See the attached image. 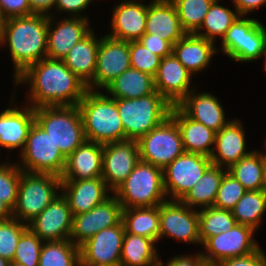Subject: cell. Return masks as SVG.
<instances>
[{
    "mask_svg": "<svg viewBox=\"0 0 266 266\" xmlns=\"http://www.w3.org/2000/svg\"><path fill=\"white\" fill-rule=\"evenodd\" d=\"M138 41L141 42L152 53L162 58L172 54L173 45L167 40L144 33Z\"/></svg>",
    "mask_w": 266,
    "mask_h": 266,
    "instance_id": "48",
    "label": "cell"
},
{
    "mask_svg": "<svg viewBox=\"0 0 266 266\" xmlns=\"http://www.w3.org/2000/svg\"><path fill=\"white\" fill-rule=\"evenodd\" d=\"M170 116L180 130L185 152L210 157L214 149L216 132L188 117L177 105L172 107Z\"/></svg>",
    "mask_w": 266,
    "mask_h": 266,
    "instance_id": "28",
    "label": "cell"
},
{
    "mask_svg": "<svg viewBox=\"0 0 266 266\" xmlns=\"http://www.w3.org/2000/svg\"><path fill=\"white\" fill-rule=\"evenodd\" d=\"M218 2L219 0H214L210 5L202 25L195 33L212 42L215 41L216 36H220L222 40L230 26L240 17L236 10L233 12L222 5H218ZM203 29L205 32L201 33Z\"/></svg>",
    "mask_w": 266,
    "mask_h": 266,
    "instance_id": "37",
    "label": "cell"
},
{
    "mask_svg": "<svg viewBox=\"0 0 266 266\" xmlns=\"http://www.w3.org/2000/svg\"><path fill=\"white\" fill-rule=\"evenodd\" d=\"M140 160L165 168L185 150L180 130L169 116L138 140Z\"/></svg>",
    "mask_w": 266,
    "mask_h": 266,
    "instance_id": "10",
    "label": "cell"
},
{
    "mask_svg": "<svg viewBox=\"0 0 266 266\" xmlns=\"http://www.w3.org/2000/svg\"><path fill=\"white\" fill-rule=\"evenodd\" d=\"M140 161L137 140L103 144L102 179L112 193L127 179Z\"/></svg>",
    "mask_w": 266,
    "mask_h": 266,
    "instance_id": "15",
    "label": "cell"
},
{
    "mask_svg": "<svg viewBox=\"0 0 266 266\" xmlns=\"http://www.w3.org/2000/svg\"><path fill=\"white\" fill-rule=\"evenodd\" d=\"M27 228V223L11 215H5L0 219V257L13 261L19 239Z\"/></svg>",
    "mask_w": 266,
    "mask_h": 266,
    "instance_id": "42",
    "label": "cell"
},
{
    "mask_svg": "<svg viewBox=\"0 0 266 266\" xmlns=\"http://www.w3.org/2000/svg\"><path fill=\"white\" fill-rule=\"evenodd\" d=\"M91 1L93 0H57L55 7L57 11H66L72 17H82L79 14L88 7Z\"/></svg>",
    "mask_w": 266,
    "mask_h": 266,
    "instance_id": "49",
    "label": "cell"
},
{
    "mask_svg": "<svg viewBox=\"0 0 266 266\" xmlns=\"http://www.w3.org/2000/svg\"><path fill=\"white\" fill-rule=\"evenodd\" d=\"M255 229L237 224L230 230L207 238L201 245L205 263L213 264L235 257H242L257 251L260 247L253 239Z\"/></svg>",
    "mask_w": 266,
    "mask_h": 266,
    "instance_id": "12",
    "label": "cell"
},
{
    "mask_svg": "<svg viewBox=\"0 0 266 266\" xmlns=\"http://www.w3.org/2000/svg\"><path fill=\"white\" fill-rule=\"evenodd\" d=\"M244 132L242 122L233 119L216 133L214 144L216 147L210 156L213 165L227 170L252 152H246L247 144Z\"/></svg>",
    "mask_w": 266,
    "mask_h": 266,
    "instance_id": "23",
    "label": "cell"
},
{
    "mask_svg": "<svg viewBox=\"0 0 266 266\" xmlns=\"http://www.w3.org/2000/svg\"><path fill=\"white\" fill-rule=\"evenodd\" d=\"M194 91H190L177 106L188 117L217 133L229 122L225 118L222 104L217 97L208 92L196 95V91Z\"/></svg>",
    "mask_w": 266,
    "mask_h": 266,
    "instance_id": "27",
    "label": "cell"
},
{
    "mask_svg": "<svg viewBox=\"0 0 266 266\" xmlns=\"http://www.w3.org/2000/svg\"><path fill=\"white\" fill-rule=\"evenodd\" d=\"M17 164L23 172L53 174L61 177L66 157L55 145L50 135L36 122L33 123Z\"/></svg>",
    "mask_w": 266,
    "mask_h": 266,
    "instance_id": "8",
    "label": "cell"
},
{
    "mask_svg": "<svg viewBox=\"0 0 266 266\" xmlns=\"http://www.w3.org/2000/svg\"><path fill=\"white\" fill-rule=\"evenodd\" d=\"M145 34L167 40L172 45L187 34L170 0H152L148 4Z\"/></svg>",
    "mask_w": 266,
    "mask_h": 266,
    "instance_id": "24",
    "label": "cell"
},
{
    "mask_svg": "<svg viewBox=\"0 0 266 266\" xmlns=\"http://www.w3.org/2000/svg\"><path fill=\"white\" fill-rule=\"evenodd\" d=\"M5 214L0 210V219L3 218Z\"/></svg>",
    "mask_w": 266,
    "mask_h": 266,
    "instance_id": "57",
    "label": "cell"
},
{
    "mask_svg": "<svg viewBox=\"0 0 266 266\" xmlns=\"http://www.w3.org/2000/svg\"><path fill=\"white\" fill-rule=\"evenodd\" d=\"M35 122L42 127L67 158L86 141L80 109L74 106H42L34 109Z\"/></svg>",
    "mask_w": 266,
    "mask_h": 266,
    "instance_id": "5",
    "label": "cell"
},
{
    "mask_svg": "<svg viewBox=\"0 0 266 266\" xmlns=\"http://www.w3.org/2000/svg\"><path fill=\"white\" fill-rule=\"evenodd\" d=\"M38 266H80V247L70 239L44 241Z\"/></svg>",
    "mask_w": 266,
    "mask_h": 266,
    "instance_id": "36",
    "label": "cell"
},
{
    "mask_svg": "<svg viewBox=\"0 0 266 266\" xmlns=\"http://www.w3.org/2000/svg\"><path fill=\"white\" fill-rule=\"evenodd\" d=\"M0 11L5 20L33 15L28 0H0Z\"/></svg>",
    "mask_w": 266,
    "mask_h": 266,
    "instance_id": "46",
    "label": "cell"
},
{
    "mask_svg": "<svg viewBox=\"0 0 266 266\" xmlns=\"http://www.w3.org/2000/svg\"><path fill=\"white\" fill-rule=\"evenodd\" d=\"M124 234L121 220L92 236L80 246V266H120Z\"/></svg>",
    "mask_w": 266,
    "mask_h": 266,
    "instance_id": "16",
    "label": "cell"
},
{
    "mask_svg": "<svg viewBox=\"0 0 266 266\" xmlns=\"http://www.w3.org/2000/svg\"><path fill=\"white\" fill-rule=\"evenodd\" d=\"M266 163V154L252 151L233 164L227 172L248 190H261Z\"/></svg>",
    "mask_w": 266,
    "mask_h": 266,
    "instance_id": "35",
    "label": "cell"
},
{
    "mask_svg": "<svg viewBox=\"0 0 266 266\" xmlns=\"http://www.w3.org/2000/svg\"><path fill=\"white\" fill-rule=\"evenodd\" d=\"M22 172L16 163L0 164V210L5 215H10L15 207Z\"/></svg>",
    "mask_w": 266,
    "mask_h": 266,
    "instance_id": "40",
    "label": "cell"
},
{
    "mask_svg": "<svg viewBox=\"0 0 266 266\" xmlns=\"http://www.w3.org/2000/svg\"><path fill=\"white\" fill-rule=\"evenodd\" d=\"M72 219L69 204L61 193L28 223V227L42 241L67 240L70 239Z\"/></svg>",
    "mask_w": 266,
    "mask_h": 266,
    "instance_id": "18",
    "label": "cell"
},
{
    "mask_svg": "<svg viewBox=\"0 0 266 266\" xmlns=\"http://www.w3.org/2000/svg\"><path fill=\"white\" fill-rule=\"evenodd\" d=\"M122 220V206L113 195L90 211L73 215L70 232L72 243L80 247L99 231L113 227Z\"/></svg>",
    "mask_w": 266,
    "mask_h": 266,
    "instance_id": "17",
    "label": "cell"
},
{
    "mask_svg": "<svg viewBox=\"0 0 266 266\" xmlns=\"http://www.w3.org/2000/svg\"><path fill=\"white\" fill-rule=\"evenodd\" d=\"M61 181V177L53 174L22 172L17 201L10 215L28 224L59 196L56 191L61 189Z\"/></svg>",
    "mask_w": 266,
    "mask_h": 266,
    "instance_id": "7",
    "label": "cell"
},
{
    "mask_svg": "<svg viewBox=\"0 0 266 266\" xmlns=\"http://www.w3.org/2000/svg\"><path fill=\"white\" fill-rule=\"evenodd\" d=\"M246 191L237 179L226 172L220 182L213 207L232 210Z\"/></svg>",
    "mask_w": 266,
    "mask_h": 266,
    "instance_id": "44",
    "label": "cell"
},
{
    "mask_svg": "<svg viewBox=\"0 0 266 266\" xmlns=\"http://www.w3.org/2000/svg\"><path fill=\"white\" fill-rule=\"evenodd\" d=\"M211 165L208 156L184 152L163 168L166 195L171 200H181Z\"/></svg>",
    "mask_w": 266,
    "mask_h": 266,
    "instance_id": "11",
    "label": "cell"
},
{
    "mask_svg": "<svg viewBox=\"0 0 266 266\" xmlns=\"http://www.w3.org/2000/svg\"><path fill=\"white\" fill-rule=\"evenodd\" d=\"M124 140H139L170 116L172 105L156 90L147 96L116 99Z\"/></svg>",
    "mask_w": 266,
    "mask_h": 266,
    "instance_id": "4",
    "label": "cell"
},
{
    "mask_svg": "<svg viewBox=\"0 0 266 266\" xmlns=\"http://www.w3.org/2000/svg\"><path fill=\"white\" fill-rule=\"evenodd\" d=\"M198 214L201 244L207 238L224 233L238 224L231 210L211 206L198 210Z\"/></svg>",
    "mask_w": 266,
    "mask_h": 266,
    "instance_id": "39",
    "label": "cell"
},
{
    "mask_svg": "<svg viewBox=\"0 0 266 266\" xmlns=\"http://www.w3.org/2000/svg\"><path fill=\"white\" fill-rule=\"evenodd\" d=\"M235 10L240 16H247L249 12L258 9L266 3V0H232Z\"/></svg>",
    "mask_w": 266,
    "mask_h": 266,
    "instance_id": "51",
    "label": "cell"
},
{
    "mask_svg": "<svg viewBox=\"0 0 266 266\" xmlns=\"http://www.w3.org/2000/svg\"><path fill=\"white\" fill-rule=\"evenodd\" d=\"M113 194L122 209L158 206L168 198L164 189L163 169L140 160Z\"/></svg>",
    "mask_w": 266,
    "mask_h": 266,
    "instance_id": "6",
    "label": "cell"
},
{
    "mask_svg": "<svg viewBox=\"0 0 266 266\" xmlns=\"http://www.w3.org/2000/svg\"><path fill=\"white\" fill-rule=\"evenodd\" d=\"M103 144L85 141L66 158L61 180H86L102 176Z\"/></svg>",
    "mask_w": 266,
    "mask_h": 266,
    "instance_id": "25",
    "label": "cell"
},
{
    "mask_svg": "<svg viewBox=\"0 0 266 266\" xmlns=\"http://www.w3.org/2000/svg\"><path fill=\"white\" fill-rule=\"evenodd\" d=\"M61 192L69 204L72 215L90 211L102 204L110 191L102 177L86 180H62Z\"/></svg>",
    "mask_w": 266,
    "mask_h": 266,
    "instance_id": "21",
    "label": "cell"
},
{
    "mask_svg": "<svg viewBox=\"0 0 266 266\" xmlns=\"http://www.w3.org/2000/svg\"><path fill=\"white\" fill-rule=\"evenodd\" d=\"M192 75L172 53L161 59L154 77L155 90L176 106L193 90L190 87Z\"/></svg>",
    "mask_w": 266,
    "mask_h": 266,
    "instance_id": "19",
    "label": "cell"
},
{
    "mask_svg": "<svg viewBox=\"0 0 266 266\" xmlns=\"http://www.w3.org/2000/svg\"><path fill=\"white\" fill-rule=\"evenodd\" d=\"M186 33L195 34L202 25L214 0H170Z\"/></svg>",
    "mask_w": 266,
    "mask_h": 266,
    "instance_id": "41",
    "label": "cell"
},
{
    "mask_svg": "<svg viewBox=\"0 0 266 266\" xmlns=\"http://www.w3.org/2000/svg\"><path fill=\"white\" fill-rule=\"evenodd\" d=\"M223 169L212 164L180 201L192 209L194 206H200L202 209L213 206L220 182L227 172Z\"/></svg>",
    "mask_w": 266,
    "mask_h": 266,
    "instance_id": "34",
    "label": "cell"
},
{
    "mask_svg": "<svg viewBox=\"0 0 266 266\" xmlns=\"http://www.w3.org/2000/svg\"><path fill=\"white\" fill-rule=\"evenodd\" d=\"M130 67L129 42L105 35L100 38L96 70L87 88L93 91H98L100 88L106 89Z\"/></svg>",
    "mask_w": 266,
    "mask_h": 266,
    "instance_id": "14",
    "label": "cell"
},
{
    "mask_svg": "<svg viewBox=\"0 0 266 266\" xmlns=\"http://www.w3.org/2000/svg\"><path fill=\"white\" fill-rule=\"evenodd\" d=\"M215 266H266V255L259 248L249 255L220 261Z\"/></svg>",
    "mask_w": 266,
    "mask_h": 266,
    "instance_id": "47",
    "label": "cell"
},
{
    "mask_svg": "<svg viewBox=\"0 0 266 266\" xmlns=\"http://www.w3.org/2000/svg\"><path fill=\"white\" fill-rule=\"evenodd\" d=\"M231 211L238 224L257 230L266 211V196L261 190H248Z\"/></svg>",
    "mask_w": 266,
    "mask_h": 266,
    "instance_id": "38",
    "label": "cell"
},
{
    "mask_svg": "<svg viewBox=\"0 0 266 266\" xmlns=\"http://www.w3.org/2000/svg\"><path fill=\"white\" fill-rule=\"evenodd\" d=\"M264 64H265V66H264V67H265V70H266V56H265V63H264Z\"/></svg>",
    "mask_w": 266,
    "mask_h": 266,
    "instance_id": "59",
    "label": "cell"
},
{
    "mask_svg": "<svg viewBox=\"0 0 266 266\" xmlns=\"http://www.w3.org/2000/svg\"><path fill=\"white\" fill-rule=\"evenodd\" d=\"M77 106L87 141L105 144L124 140V127L116 99L88 89Z\"/></svg>",
    "mask_w": 266,
    "mask_h": 266,
    "instance_id": "3",
    "label": "cell"
},
{
    "mask_svg": "<svg viewBox=\"0 0 266 266\" xmlns=\"http://www.w3.org/2000/svg\"><path fill=\"white\" fill-rule=\"evenodd\" d=\"M4 22H5V19L2 16L1 11H0V38H1V35H2V32H3Z\"/></svg>",
    "mask_w": 266,
    "mask_h": 266,
    "instance_id": "54",
    "label": "cell"
},
{
    "mask_svg": "<svg viewBox=\"0 0 266 266\" xmlns=\"http://www.w3.org/2000/svg\"><path fill=\"white\" fill-rule=\"evenodd\" d=\"M5 109L0 113V146L24 150L29 131L35 122L34 109L29 105Z\"/></svg>",
    "mask_w": 266,
    "mask_h": 266,
    "instance_id": "26",
    "label": "cell"
},
{
    "mask_svg": "<svg viewBox=\"0 0 266 266\" xmlns=\"http://www.w3.org/2000/svg\"><path fill=\"white\" fill-rule=\"evenodd\" d=\"M261 191L266 196V163H265V169H264V175H263V184H262Z\"/></svg>",
    "mask_w": 266,
    "mask_h": 266,
    "instance_id": "53",
    "label": "cell"
},
{
    "mask_svg": "<svg viewBox=\"0 0 266 266\" xmlns=\"http://www.w3.org/2000/svg\"><path fill=\"white\" fill-rule=\"evenodd\" d=\"M164 263L160 261L159 266H164ZM205 264L204 257L202 256L201 252L195 254V256L191 255H180L175 256L169 259L167 262V266H203Z\"/></svg>",
    "mask_w": 266,
    "mask_h": 266,
    "instance_id": "50",
    "label": "cell"
},
{
    "mask_svg": "<svg viewBox=\"0 0 266 266\" xmlns=\"http://www.w3.org/2000/svg\"><path fill=\"white\" fill-rule=\"evenodd\" d=\"M203 266H215V265L205 263Z\"/></svg>",
    "mask_w": 266,
    "mask_h": 266,
    "instance_id": "58",
    "label": "cell"
},
{
    "mask_svg": "<svg viewBox=\"0 0 266 266\" xmlns=\"http://www.w3.org/2000/svg\"><path fill=\"white\" fill-rule=\"evenodd\" d=\"M125 232L159 241V205L122 209Z\"/></svg>",
    "mask_w": 266,
    "mask_h": 266,
    "instance_id": "32",
    "label": "cell"
},
{
    "mask_svg": "<svg viewBox=\"0 0 266 266\" xmlns=\"http://www.w3.org/2000/svg\"><path fill=\"white\" fill-rule=\"evenodd\" d=\"M131 67L155 77L162 57L152 53L141 42L130 41Z\"/></svg>",
    "mask_w": 266,
    "mask_h": 266,
    "instance_id": "45",
    "label": "cell"
},
{
    "mask_svg": "<svg viewBox=\"0 0 266 266\" xmlns=\"http://www.w3.org/2000/svg\"><path fill=\"white\" fill-rule=\"evenodd\" d=\"M105 90L114 99L140 98L155 91L154 77L130 67Z\"/></svg>",
    "mask_w": 266,
    "mask_h": 266,
    "instance_id": "31",
    "label": "cell"
},
{
    "mask_svg": "<svg viewBox=\"0 0 266 266\" xmlns=\"http://www.w3.org/2000/svg\"><path fill=\"white\" fill-rule=\"evenodd\" d=\"M8 266H23V265H19V264L15 263V262H10Z\"/></svg>",
    "mask_w": 266,
    "mask_h": 266,
    "instance_id": "56",
    "label": "cell"
},
{
    "mask_svg": "<svg viewBox=\"0 0 266 266\" xmlns=\"http://www.w3.org/2000/svg\"><path fill=\"white\" fill-rule=\"evenodd\" d=\"M240 16L222 38V50L229 58L250 62L266 56V27L257 19Z\"/></svg>",
    "mask_w": 266,
    "mask_h": 266,
    "instance_id": "9",
    "label": "cell"
},
{
    "mask_svg": "<svg viewBox=\"0 0 266 266\" xmlns=\"http://www.w3.org/2000/svg\"><path fill=\"white\" fill-rule=\"evenodd\" d=\"M155 243L150 238L125 232L120 266H159L161 259Z\"/></svg>",
    "mask_w": 266,
    "mask_h": 266,
    "instance_id": "33",
    "label": "cell"
},
{
    "mask_svg": "<svg viewBox=\"0 0 266 266\" xmlns=\"http://www.w3.org/2000/svg\"><path fill=\"white\" fill-rule=\"evenodd\" d=\"M57 0H28L32 14L50 16L47 12L55 7Z\"/></svg>",
    "mask_w": 266,
    "mask_h": 266,
    "instance_id": "52",
    "label": "cell"
},
{
    "mask_svg": "<svg viewBox=\"0 0 266 266\" xmlns=\"http://www.w3.org/2000/svg\"><path fill=\"white\" fill-rule=\"evenodd\" d=\"M214 45L201 36L187 33L173 45L172 53L188 71L195 74L210 64L212 55L217 53Z\"/></svg>",
    "mask_w": 266,
    "mask_h": 266,
    "instance_id": "29",
    "label": "cell"
},
{
    "mask_svg": "<svg viewBox=\"0 0 266 266\" xmlns=\"http://www.w3.org/2000/svg\"><path fill=\"white\" fill-rule=\"evenodd\" d=\"M29 82V105L42 106L78 105L88 90L63 60L44 58L29 66L15 79V84Z\"/></svg>",
    "mask_w": 266,
    "mask_h": 266,
    "instance_id": "1",
    "label": "cell"
},
{
    "mask_svg": "<svg viewBox=\"0 0 266 266\" xmlns=\"http://www.w3.org/2000/svg\"><path fill=\"white\" fill-rule=\"evenodd\" d=\"M88 21L85 16L65 17L53 28L51 13L47 30V58L62 60L75 44L92 31Z\"/></svg>",
    "mask_w": 266,
    "mask_h": 266,
    "instance_id": "20",
    "label": "cell"
},
{
    "mask_svg": "<svg viewBox=\"0 0 266 266\" xmlns=\"http://www.w3.org/2000/svg\"><path fill=\"white\" fill-rule=\"evenodd\" d=\"M148 4L126 0L113 9L108 36L117 40L137 41L145 33Z\"/></svg>",
    "mask_w": 266,
    "mask_h": 266,
    "instance_id": "22",
    "label": "cell"
},
{
    "mask_svg": "<svg viewBox=\"0 0 266 266\" xmlns=\"http://www.w3.org/2000/svg\"><path fill=\"white\" fill-rule=\"evenodd\" d=\"M10 261L5 258L0 257V266H8Z\"/></svg>",
    "mask_w": 266,
    "mask_h": 266,
    "instance_id": "55",
    "label": "cell"
},
{
    "mask_svg": "<svg viewBox=\"0 0 266 266\" xmlns=\"http://www.w3.org/2000/svg\"><path fill=\"white\" fill-rule=\"evenodd\" d=\"M159 225V240L168 236L189 244H201L198 209L194 210L180 200L169 198L159 204Z\"/></svg>",
    "mask_w": 266,
    "mask_h": 266,
    "instance_id": "13",
    "label": "cell"
},
{
    "mask_svg": "<svg viewBox=\"0 0 266 266\" xmlns=\"http://www.w3.org/2000/svg\"><path fill=\"white\" fill-rule=\"evenodd\" d=\"M42 241L29 227L22 233L12 262L23 266H38Z\"/></svg>",
    "mask_w": 266,
    "mask_h": 266,
    "instance_id": "43",
    "label": "cell"
},
{
    "mask_svg": "<svg viewBox=\"0 0 266 266\" xmlns=\"http://www.w3.org/2000/svg\"><path fill=\"white\" fill-rule=\"evenodd\" d=\"M48 22V16L36 14L5 20L0 44H9L15 79L47 57Z\"/></svg>",
    "mask_w": 266,
    "mask_h": 266,
    "instance_id": "2",
    "label": "cell"
},
{
    "mask_svg": "<svg viewBox=\"0 0 266 266\" xmlns=\"http://www.w3.org/2000/svg\"><path fill=\"white\" fill-rule=\"evenodd\" d=\"M100 39H96L93 30L77 44L62 59L64 64L86 85L94 77L97 64V54Z\"/></svg>",
    "mask_w": 266,
    "mask_h": 266,
    "instance_id": "30",
    "label": "cell"
}]
</instances>
